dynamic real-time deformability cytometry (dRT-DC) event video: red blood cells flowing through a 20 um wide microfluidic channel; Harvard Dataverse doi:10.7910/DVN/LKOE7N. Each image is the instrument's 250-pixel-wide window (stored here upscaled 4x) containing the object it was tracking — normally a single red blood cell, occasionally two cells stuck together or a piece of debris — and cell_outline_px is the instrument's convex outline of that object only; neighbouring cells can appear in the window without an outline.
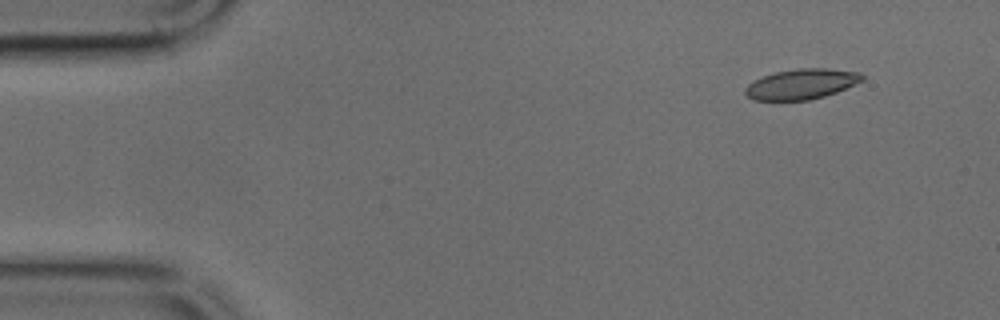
{"species": "common noctule bat (a hibernating species)", "species_latin": "Nyctalus noctula", "temperature_condition": "cold", "stored_images_in_passage": 45, "camera_frame_rate_fps": 3000, "um_per_image_px": 0.085, "animal": {"sex": "male", "body_mass_g": 17.9, "forearm_length_mm": 54.2}, "frame": {"image": 1, "passage_image": 1, "time_ms": 0.0, "image_size_px": [1000, 320], "cell_outline_px": [[864, 80], [836, 92], [824, 96], [808, 100], [752, 100], [744, 92], [744, 88], [748, 84], [764, 76], [776, 72], [800, 68], [828, 68], [860, 72], [864, 76]], "centroid_in_image_um": [68.14, 7.14], "position_along_channel_um": 16.9, "area_um2": 20.52}}
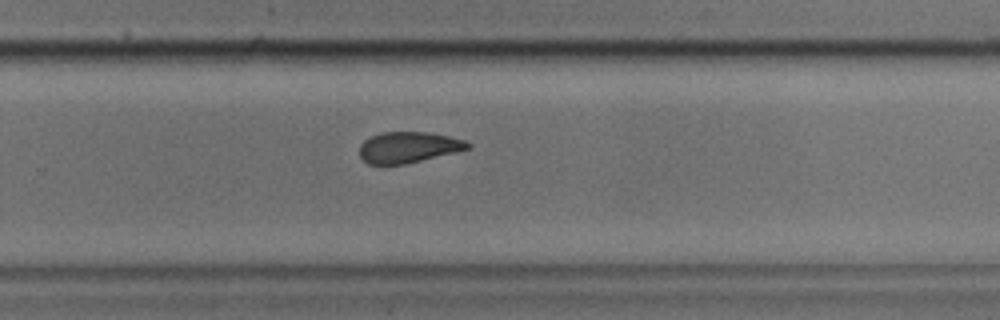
{"frame": {"image": 2, "passage_image": 28, "time_ms": 9.0, "image_size_px": [1000, 320], "cell_outline_px": [[472, 148], [456, 152], [404, 164], [368, 164], [360, 156], [360, 144], [368, 136], [380, 132], [428, 132], [448, 136], [464, 140], [472, 144]], "centroid_in_image_um": [34.71, 12.51], "position_along_channel_um": 295.1, "area_um2": 19.59}}
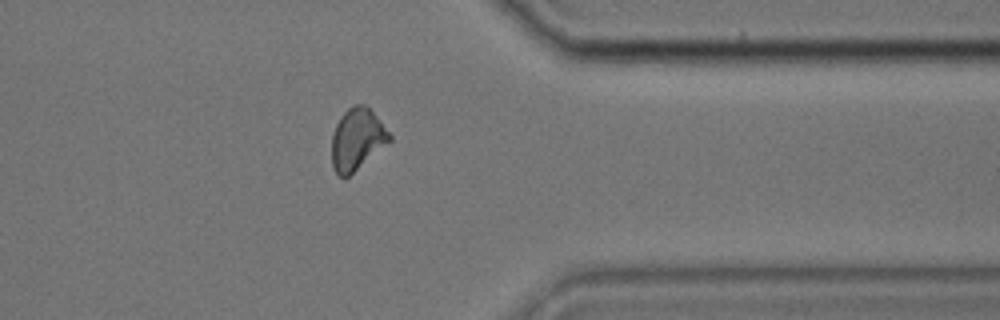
{"frame": {"image": 3, "passage_image": 35, "time_ms": 11.333, "image_size_px": [1000, 320], "cell_outline_px": [[392, 140], [348, 176], [340, 176], [332, 168], [332, 132], [340, 116], [352, 104], [364, 104], [372, 112], [392, 136]], "centroid_in_image_um": [30.33, 11.82], "position_along_channel_um": 381.1, "area_um2": 20.46}}